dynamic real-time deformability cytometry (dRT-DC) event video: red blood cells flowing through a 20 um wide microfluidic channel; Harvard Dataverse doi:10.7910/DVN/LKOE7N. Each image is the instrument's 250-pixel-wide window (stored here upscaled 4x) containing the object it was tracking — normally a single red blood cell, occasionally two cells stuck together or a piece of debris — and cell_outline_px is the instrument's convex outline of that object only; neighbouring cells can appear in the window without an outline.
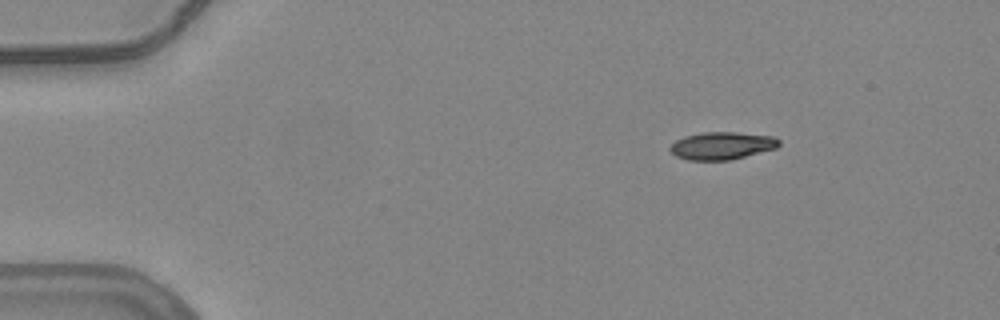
{"species": "common noctule bat (a hibernating species)", "species_latin": "Nyctalus noctula", "temperature_condition": "warm", "stored_images_in_passage": 48, "camera_frame_rate_fps": 3000, "um_per_image_px": 0.085, "animal": {"sex": "female", "body_mass_g": 24.6, "forearm_length_mm": 56.2}, "frame": {"image": 1, "passage_image": 1, "time_ms": 0.0, "image_size_px": [1000, 320], "cell_outline_px": [[780, 144], [776, 148], [728, 160], [688, 160], [676, 156], [668, 148], [676, 140], [684, 136], [704, 132], [736, 132], [776, 136], [780, 140]], "centroid_in_image_um": [61.37, 12.37], "position_along_channel_um": 23.6, "area_um2": 17.46}}
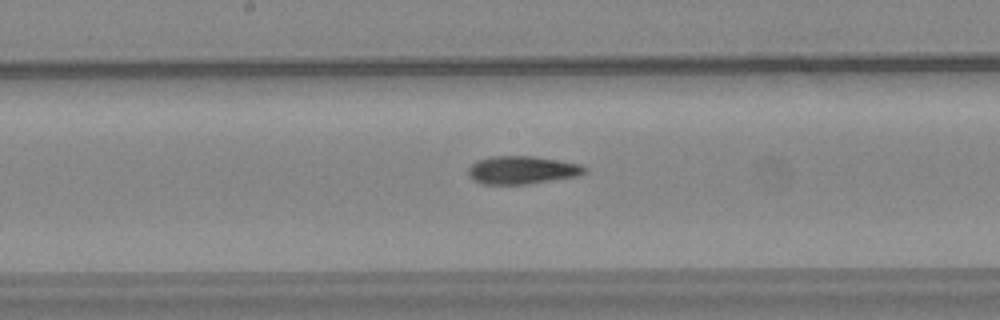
{"frame": {"image": 2, "passage_image": 22, "time_ms": 7.0, "image_size_px": [1000, 320], "cell_outline_px": [[588, 172], [580, 176], [528, 184], [484, 184], [472, 180], [468, 176], [468, 168], [476, 160], [488, 156], [532, 156], [580, 164], [588, 168]], "centroid_in_image_um": [44.38, 14.46], "position_along_channel_um": 203.8, "area_um2": 19.25}}
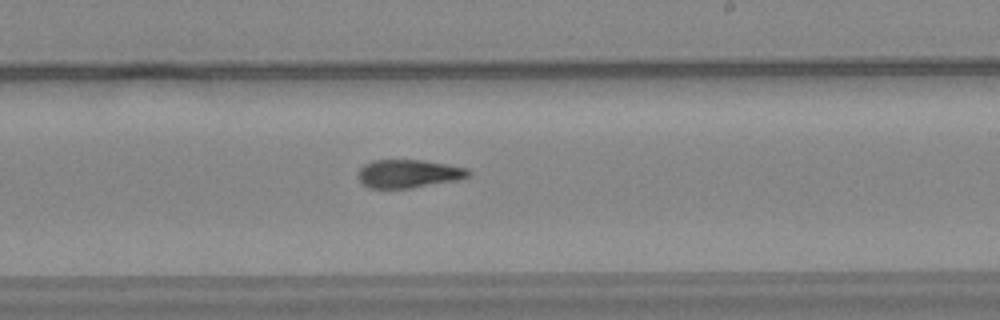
{"frame": {"image": 3, "passage_image": 26, "time_ms": 8.333, "image_size_px": [1000, 320], "cell_outline_px": [[472, 172], [468, 176], [456, 180], [412, 188], [368, 188], [360, 180], [360, 168], [364, 164], [372, 160], [420, 160], [468, 168]], "centroid_in_image_um": [34.73, 14.76], "position_along_channel_um": 254.3, "area_um2": 17.92}, "authors_computed_cell_mechanics": {"area_um2": 18.3226, "velocity_mm_per_s": 3.8015, "shape_relaxation_time_tau1_ms": null, "shape_relaxation_time_tau2_ms": 4.4206, "deformation_change_tau1": null, "deformation_change_tau2": 0.1359}}